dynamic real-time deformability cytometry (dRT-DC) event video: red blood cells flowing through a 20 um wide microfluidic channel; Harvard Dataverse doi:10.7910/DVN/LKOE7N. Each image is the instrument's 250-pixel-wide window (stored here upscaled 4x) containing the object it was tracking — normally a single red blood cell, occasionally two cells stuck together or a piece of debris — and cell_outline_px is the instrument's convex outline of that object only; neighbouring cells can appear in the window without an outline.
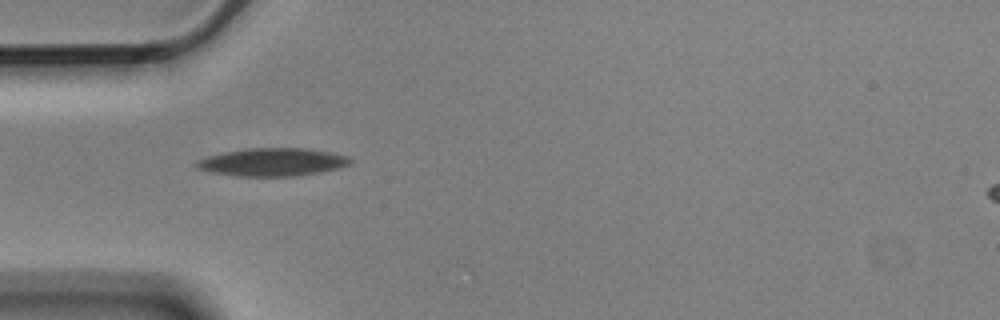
{"species": "Egyptian fruit bat (a non-hibernating species)", "species_latin": "Rousettus aegyptiacus", "temperature_condition": "cold", "stored_images_in_passage": 11, "camera_frame_rate_fps": 3000, "um_per_image_px": 0.085, "animal": {"sex": "male"}, "frame": {"image": 1, "passage_image": 1, "time_ms": 0.0, "image_size_px": [1000, 320], "cell_outline_px": [[352, 164], [340, 168], [320, 172], [296, 176], [240, 176], [212, 172], [196, 168], [192, 164], [196, 160], [208, 156], [224, 152], [248, 148], [308, 148], [332, 152], [348, 156], [352, 160]], "centroid_in_image_um": [23.18, 13.77], "position_along_channel_um": 61.8, "area_um2": 25.26}}
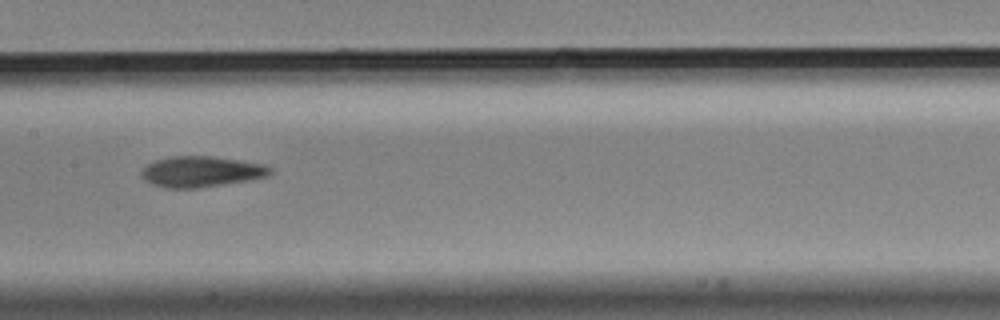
{"frame": {"image": 2, "passage_image": 4, "time_ms": 1.0, "image_size_px": [1000, 320], "cell_outline_px": [[272, 172], [268, 176], [252, 180], [200, 188], [164, 188], [152, 184], [144, 180], [140, 176], [140, 172], [148, 164], [156, 160], [172, 156], [212, 156], [240, 160], [264, 164], [272, 168]], "centroid_in_image_um": [17.12, 14.6], "position_along_channel_um": 190.3, "area_um2": 23.35}}
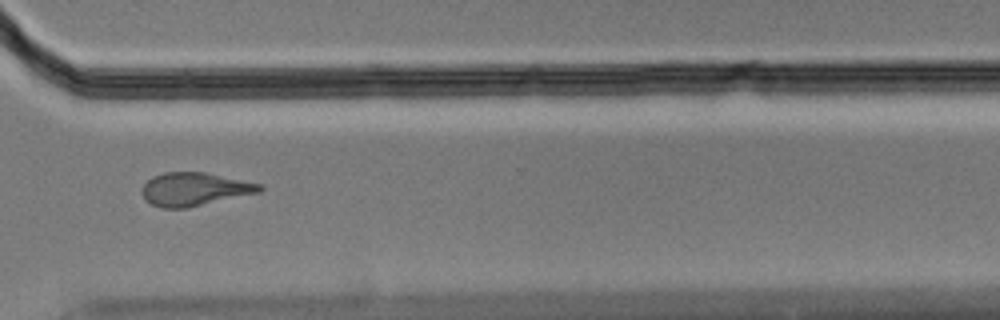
{"frame": {"image": 3, "passage_image": 8, "time_ms": 2.333, "image_size_px": [1000, 320], "cell_outline_px": [[264, 188], [260, 192], [184, 208], [164, 208], [152, 204], [144, 200], [140, 192], [140, 188], [152, 176], [164, 172], [204, 172], [260, 184]], "centroid_in_image_um": [16.46, 16.07], "position_along_channel_um": 354.1, "area_um2": 22.6}}